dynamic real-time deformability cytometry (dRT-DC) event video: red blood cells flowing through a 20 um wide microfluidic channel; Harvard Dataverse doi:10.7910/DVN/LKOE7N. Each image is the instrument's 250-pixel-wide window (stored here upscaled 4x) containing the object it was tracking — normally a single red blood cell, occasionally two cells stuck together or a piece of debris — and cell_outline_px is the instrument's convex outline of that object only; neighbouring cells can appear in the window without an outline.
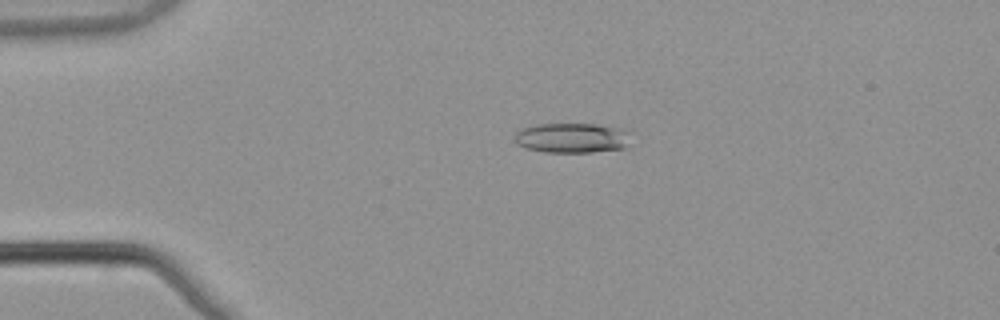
{"species": "common noctule bat (a hibernating species)", "species_latin": "Nyctalus noctula", "temperature_condition": "warm", "stored_images_in_passage": 3, "camera_frame_rate_fps": 3000, "um_per_image_px": 0.085, "animal": {"sex": "male", "body_mass_g": 21.5, "forearm_length_mm": 52.0}, "frame": {"image": 1, "passage_image": 2, "time_ms": 0.333, "image_size_px": [1000, 320], "cell_outline_px": [[628, 148], [592, 152], [544, 152], [528, 148], [516, 144], [516, 132], [524, 128], [536, 124], [596, 124], [616, 128], [628, 132]], "centroid_in_image_um": [48.62, 11.73], "position_along_channel_um": 36.4, "area_um2": 20.06}}